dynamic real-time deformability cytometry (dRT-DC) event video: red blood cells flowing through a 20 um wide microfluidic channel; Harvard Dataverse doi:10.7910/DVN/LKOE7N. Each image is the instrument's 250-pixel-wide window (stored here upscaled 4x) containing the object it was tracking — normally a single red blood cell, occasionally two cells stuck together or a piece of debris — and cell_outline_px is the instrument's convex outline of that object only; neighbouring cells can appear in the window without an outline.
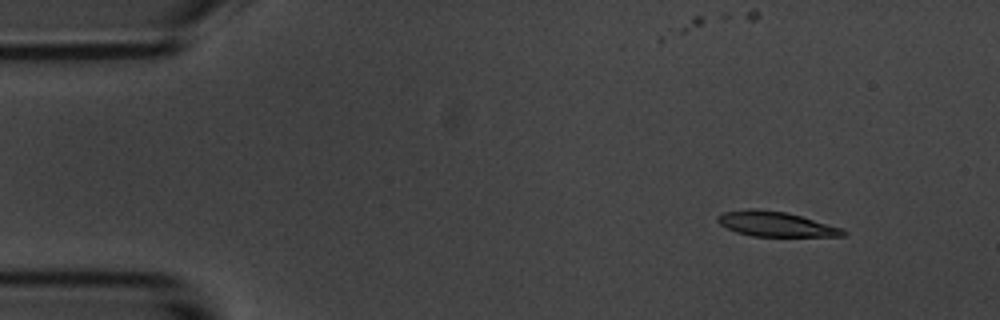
{"species": "common noctule bat (a hibernating species)", "species_latin": "Nyctalus noctula", "temperature_condition": "room temperature", "stored_images_in_passage": 6, "camera_frame_rate_fps": 3000, "um_per_image_px": 0.085, "animal": {"sex": "male", "body_mass_g": 20.1, "forearm_length_mm": 53.5}, "frame": {"image": 1, "passage_image": 1, "time_ms": 0.0, "image_size_px": [1000, 320], "cell_outline_px": [[848, 232], [844, 236], [752, 236], [736, 232], [720, 224], [716, 220], [716, 216], [724, 212], [748, 208], [752, 208], [784, 212], [800, 216], [844, 228]], "centroid_in_image_um": [65.93, 19.04], "position_along_channel_um": 19.1, "area_um2": 18.15}}
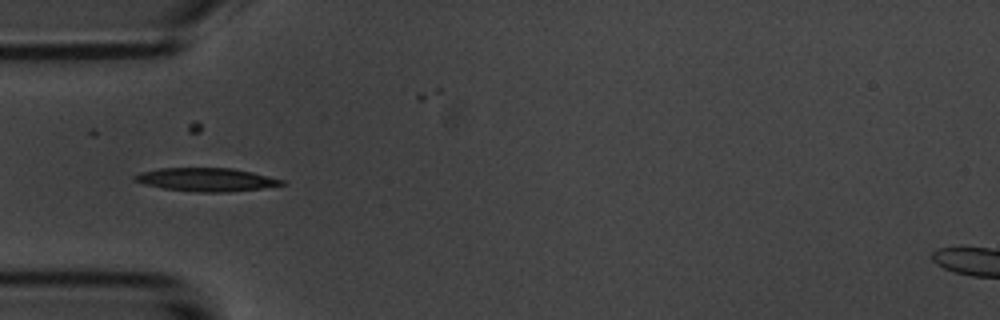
{"frame": {"image": 2, "passage_image": 4, "time_ms": 3.667, "image_size_px": [1000, 320], "cell_outline_px": [[288, 184], [260, 188], [228, 192], [200, 192], [164, 188], [144, 184], [132, 180], [132, 176], [140, 172], [160, 168], [232, 168], [252, 172], [284, 180]], "centroid_in_image_um": [17.52, 15.26], "position_along_channel_um": 67.5, "area_um2": 19.94}}
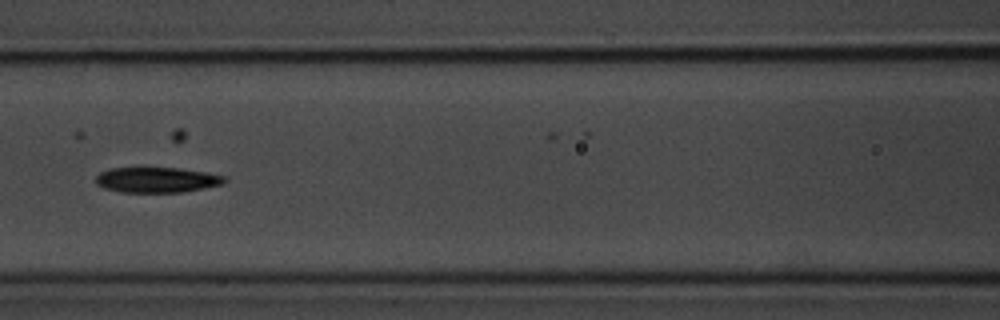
{"frame": {"image": 3, "passage_image": 6, "time_ms": 6.0, "image_size_px": [1000, 320], "cell_outline_px": [[228, 180], [224, 184], [184, 192], [120, 192], [104, 188], [96, 184], [96, 176], [100, 172], [108, 168], [136, 164], [144, 164], [180, 168], [208, 172], [224, 176]], "centroid_in_image_um": [13.28, 15.22], "position_along_channel_um": 153.3, "area_um2": 20.35}}